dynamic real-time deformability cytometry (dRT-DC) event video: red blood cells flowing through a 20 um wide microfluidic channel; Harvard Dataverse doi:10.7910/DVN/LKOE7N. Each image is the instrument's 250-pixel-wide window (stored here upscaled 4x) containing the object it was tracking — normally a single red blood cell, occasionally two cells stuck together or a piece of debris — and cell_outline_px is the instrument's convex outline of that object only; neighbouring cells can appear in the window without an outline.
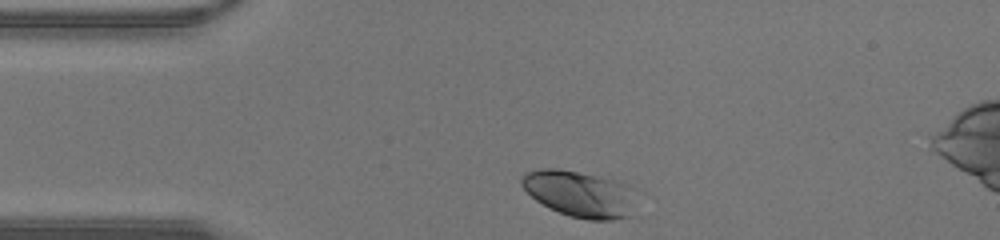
{"species": "human", "species_latin": "Homo sapiens", "temperature_condition": "warm", "stored_images_in_passage": 26, "camera_frame_rate_fps": 3000, "um_per_image_px": 0.085, "donor": {"sex": "male"}, "frame": {"image": 1, "passage_image": 1, "time_ms": 0.0, "image_size_px": [1000, 240], "cell_outline_px": [[636, 188], [632, 216], [612, 220], [588, 220], [568, 216], [536, 200], [520, 184], [520, 176], [528, 172], [540, 168], [556, 168], [576, 172], [612, 180]], "centroid_in_image_um": [49.31, 16.49], "position_along_channel_um": 35.7, "area_um2": 30.81}}
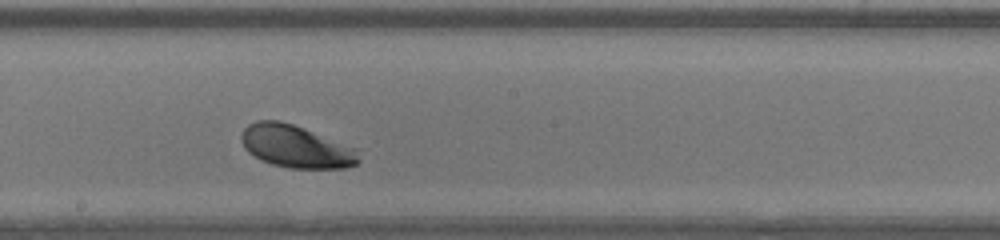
{"frame": {"image": 2, "passage_image": 15, "time_ms": 4.667, "image_size_px": [1000, 240], "cell_outline_px": [[360, 160], [356, 164], [344, 168], [288, 168], [272, 164], [260, 160], [248, 152], [244, 148], [240, 140], [240, 136], [244, 128], [248, 124], [256, 120], [280, 120], [304, 128], [360, 148]], "centroid_in_image_um": [25.18, 12.45], "position_along_channel_um": 223.0, "area_um2": 29.65}}
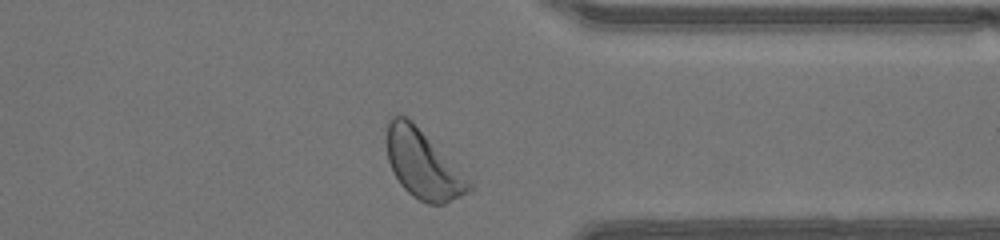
{"frame": {"image": 3, "passage_image": 25, "time_ms": 8.0, "image_size_px": [1000, 240], "cell_outline_px": [[476, 188], [444, 204], [428, 204], [412, 196], [400, 184], [388, 160], [388, 120], [396, 112], [400, 112], [412, 120], [476, 184]], "centroid_in_image_um": [36.01, 13.95], "position_along_channel_um": 375.4, "area_um2": 33.12}}